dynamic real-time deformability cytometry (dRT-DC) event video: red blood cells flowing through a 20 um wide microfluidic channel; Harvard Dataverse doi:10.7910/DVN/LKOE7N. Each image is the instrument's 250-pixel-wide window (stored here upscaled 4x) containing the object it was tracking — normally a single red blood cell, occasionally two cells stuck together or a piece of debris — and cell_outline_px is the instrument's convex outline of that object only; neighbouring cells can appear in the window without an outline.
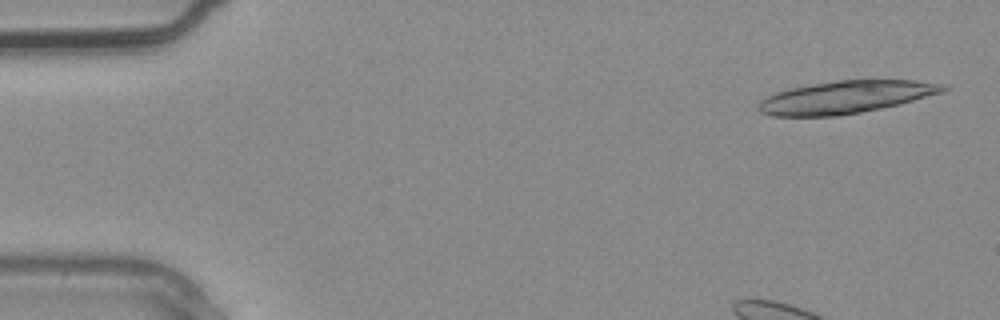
{"species": "common noctule bat (a hibernating species)", "species_latin": "Nyctalus noctula", "temperature_condition": "warm", "stored_images_in_passage": 4, "camera_frame_rate_fps": 3000, "um_per_image_px": 0.085, "animal": {"sex": "male", "body_mass_g": 20.4}, "frame": {"image": 1, "passage_image": 1, "time_ms": 0.0, "image_size_px": [1000, 320], "cell_outline_px": [[948, 88], [944, 92], [900, 104], [860, 112], [836, 116], [772, 116], [760, 112], [756, 108], [756, 104], [760, 100], [776, 92], [792, 88], [812, 84], [836, 80], [916, 80], [948, 84]], "centroid_in_image_um": [71.9, 8.25], "position_along_channel_um": 13.1, "area_um2": 35.14}}